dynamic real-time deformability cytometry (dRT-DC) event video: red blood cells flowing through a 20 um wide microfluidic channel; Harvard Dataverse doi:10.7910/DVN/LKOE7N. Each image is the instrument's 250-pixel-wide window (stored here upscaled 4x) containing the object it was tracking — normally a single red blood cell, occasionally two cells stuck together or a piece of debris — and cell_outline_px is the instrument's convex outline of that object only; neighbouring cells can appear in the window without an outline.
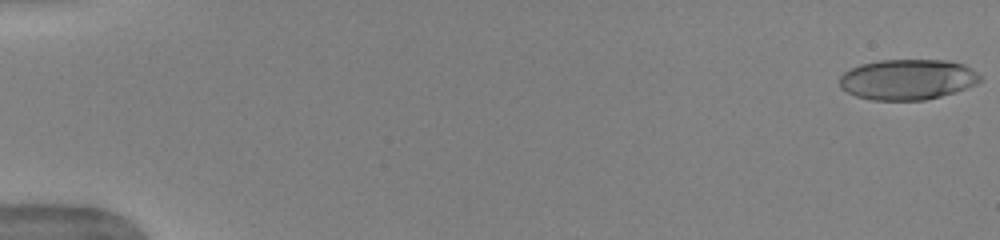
{"species": "human", "species_latin": "Homo sapiens", "temperature_condition": "warm", "stored_images_in_passage": 52, "camera_frame_rate_fps": 3000, "um_per_image_px": 0.085, "donor": {"sex": "female"}, "frame": {"image": 1, "passage_image": 1, "time_ms": 0.0, "image_size_px": [1000, 240], "cell_outline_px": [[980, 80], [976, 84], [940, 96], [924, 100], [872, 100], [856, 96], [840, 88], [840, 76], [844, 72], [860, 64], [880, 60], [948, 60], [964, 64], [972, 68], [980, 76]], "centroid_in_image_um": [77.12, 6.74], "position_along_channel_um": 7.9, "area_um2": 33.06}}
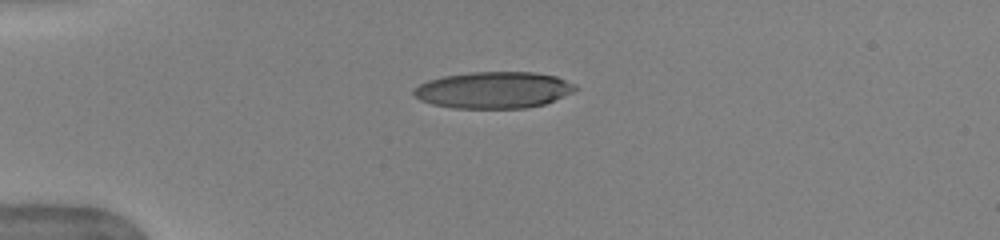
{"frame": {"image": 2, "passage_image": 14, "time_ms": 4.333, "image_size_px": [1000, 240], "cell_outline_px": [[576, 88], [572, 92], [544, 104], [524, 108], [452, 108], [432, 104], [420, 100], [412, 92], [420, 84], [428, 80], [444, 76], [468, 72], [532, 72], [556, 76], [576, 84]], "centroid_in_image_um": [41.94, 7.65], "position_along_channel_um": 43.1, "area_um2": 34.28}}
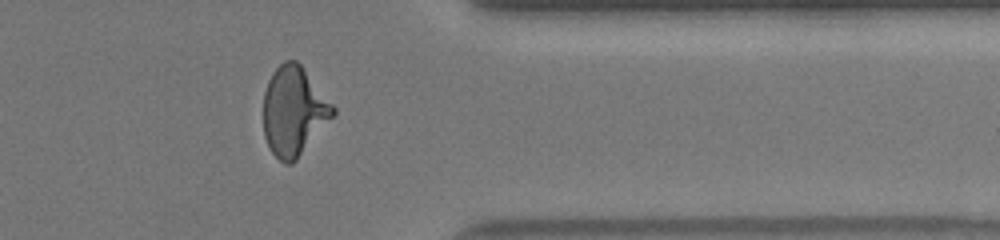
{"frame": {"image": 3, "passage_image": 43, "time_ms": 14.0, "image_size_px": [1000, 240], "cell_outline_px": [[336, 112], [296, 160], [292, 164], [284, 164], [272, 152], [264, 136], [264, 92], [268, 80], [272, 72], [284, 60], [296, 60], [300, 64], [336, 108]], "centroid_in_image_um": [24.95, 9.44], "position_along_channel_um": 386.4, "area_um2": 35.72}, "authors_computed_cell_mechanics": {"area_um2": 34.8245, "velocity_mm_per_s": 3.9705, "shape_relaxation_time_tau1_ms": 7.5454, "shape_relaxation_time_tau2_ms": 0.8994, "deformation_change_tau1": 0.2683, "deformation_change_tau2": 0.091}}